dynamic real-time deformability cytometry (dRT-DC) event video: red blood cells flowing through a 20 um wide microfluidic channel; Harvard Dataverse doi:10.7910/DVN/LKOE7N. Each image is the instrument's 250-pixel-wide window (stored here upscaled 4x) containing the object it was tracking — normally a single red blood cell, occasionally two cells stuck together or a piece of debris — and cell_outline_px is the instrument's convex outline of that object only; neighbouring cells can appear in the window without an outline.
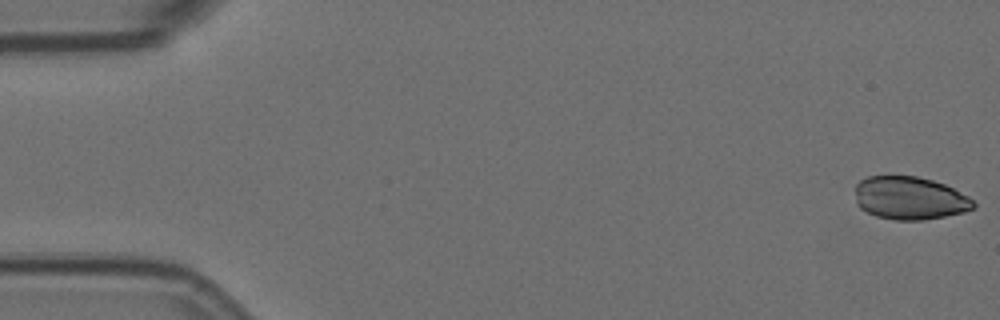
{"species": "Egyptian fruit bat (a non-hibernating species)", "species_latin": "Rousettus aegyptiacus", "temperature_condition": "room temperature", "stored_images_in_passage": 14, "camera_frame_rate_fps": 3000, "um_per_image_px": 0.085, "animal": {"sex": "female"}, "frame": {"image": 1, "passage_image": 1, "time_ms": 0.0, "image_size_px": [1000, 320], "cell_outline_px": [[976, 208], [964, 212], [924, 220], [896, 220], [876, 216], [860, 208], [856, 204], [856, 184], [860, 180], [868, 176], [916, 176], [932, 180], [944, 184], [968, 196], [976, 204]], "centroid_in_image_um": [77.33, 16.84], "position_along_channel_um": 7.7, "area_um2": 29.65}}